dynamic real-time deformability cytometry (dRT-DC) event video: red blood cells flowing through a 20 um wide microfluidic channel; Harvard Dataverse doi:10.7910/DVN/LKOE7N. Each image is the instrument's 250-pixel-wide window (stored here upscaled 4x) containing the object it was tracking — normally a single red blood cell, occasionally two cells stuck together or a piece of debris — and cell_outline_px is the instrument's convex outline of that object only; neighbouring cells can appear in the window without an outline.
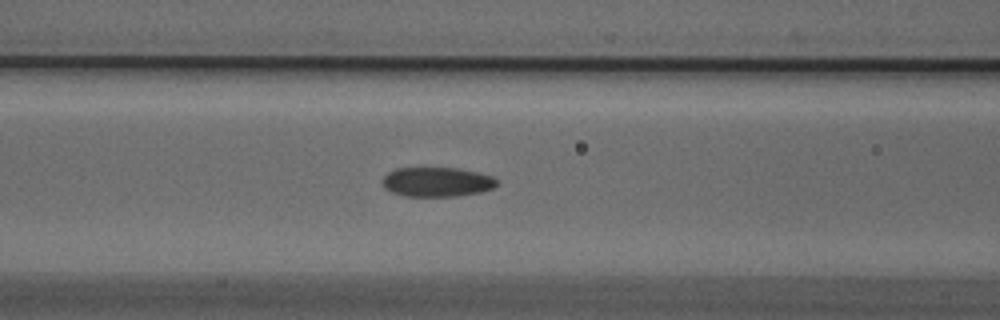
{"species": "Egyptian fruit bat (a non-hibernating species)", "species_latin": "Rousettus aegyptiacus", "temperature_condition": "cold", "stored_images_in_passage": 36, "camera_frame_rate_fps": 3000, "um_per_image_px": 0.085, "animal": {"sex": "male"}, "frame": {"image": 1, "passage_image": 10, "time_ms": 3.0, "image_size_px": [1000, 320], "cell_outline_px": [[500, 180], [492, 188], [480, 192], [456, 196], [404, 196], [392, 192], [384, 188], [384, 176], [388, 172], [396, 168], [460, 168], [480, 172], [492, 176]], "centroid_in_image_um": [37.17, 15.45], "position_along_channel_um": 129.4, "area_um2": 19.71}}
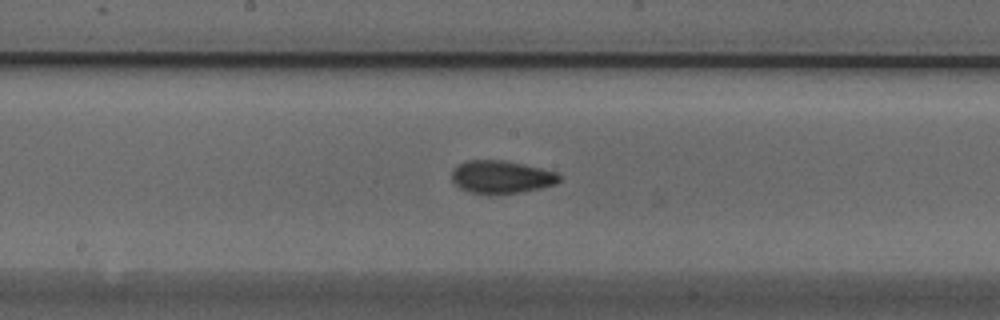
{"frame": {"image": 2, "passage_image": 16, "time_ms": 5.0, "image_size_px": [1000, 320], "cell_outline_px": [[560, 180], [556, 184], [540, 188], [520, 192], [468, 192], [460, 188], [452, 180], [452, 172], [460, 164], [468, 160], [504, 160], [524, 164], [556, 172], [560, 176]], "centroid_in_image_um": [42.64, 15.02], "position_along_channel_um": 205.6, "area_um2": 20.0}}
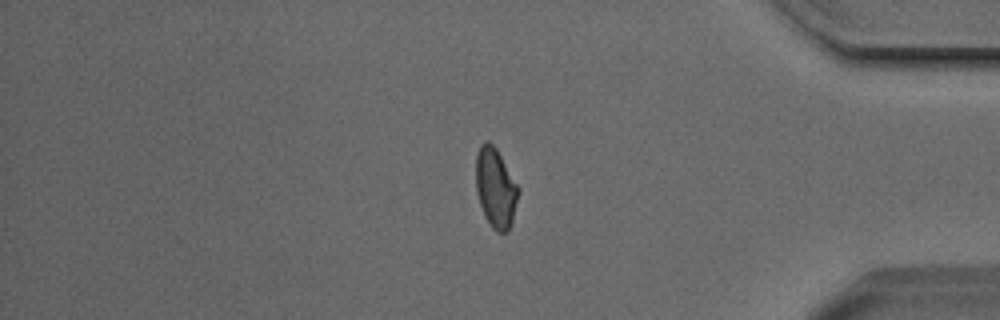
{"frame": {"image": 3, "passage_image": 33, "time_ms": 10.667, "image_size_px": [1000, 320], "cell_outline_px": [[520, 192], [512, 220], [508, 232], [496, 232], [492, 228], [484, 216], [480, 204], [476, 188], [476, 156], [480, 144], [488, 140], [496, 148], [520, 188]], "centroid_in_image_um": [42.13, 15.98], "position_along_channel_um": 393.1, "area_um2": 19.77}}